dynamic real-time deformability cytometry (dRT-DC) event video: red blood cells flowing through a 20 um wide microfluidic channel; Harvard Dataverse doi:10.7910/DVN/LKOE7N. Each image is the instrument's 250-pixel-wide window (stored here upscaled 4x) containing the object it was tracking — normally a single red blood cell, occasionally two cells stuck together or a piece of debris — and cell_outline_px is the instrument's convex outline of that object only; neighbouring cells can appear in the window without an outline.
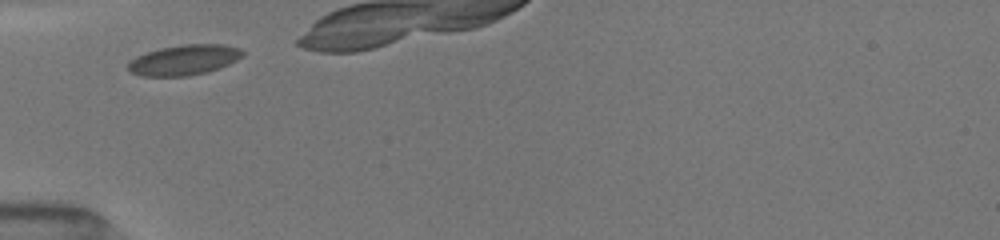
{"species": "common noctule bat (a hibernating species)", "species_latin": "Nyctalus noctula", "temperature_condition": "room temperature", "stored_images_in_passage": 8, "camera_frame_rate_fps": 3000, "um_per_image_px": 0.085, "animal": {"sex": "female", "body_mass_g": 19.5, "forearm_length_mm": 54.1}, "frame": {"image": 1, "passage_image": 1, "time_ms": 0.0, "image_size_px": [1000, 240], "cell_outline_px": [[244, 56], [220, 68], [208, 72], [188, 76], [140, 76], [132, 72], [128, 68], [128, 64], [136, 56], [160, 48], [184, 44], [224, 44], [240, 48], [244, 52]], "centroid_in_image_um": [15.69, 5.09], "position_along_channel_um": 69.3, "area_um2": 20.23}}